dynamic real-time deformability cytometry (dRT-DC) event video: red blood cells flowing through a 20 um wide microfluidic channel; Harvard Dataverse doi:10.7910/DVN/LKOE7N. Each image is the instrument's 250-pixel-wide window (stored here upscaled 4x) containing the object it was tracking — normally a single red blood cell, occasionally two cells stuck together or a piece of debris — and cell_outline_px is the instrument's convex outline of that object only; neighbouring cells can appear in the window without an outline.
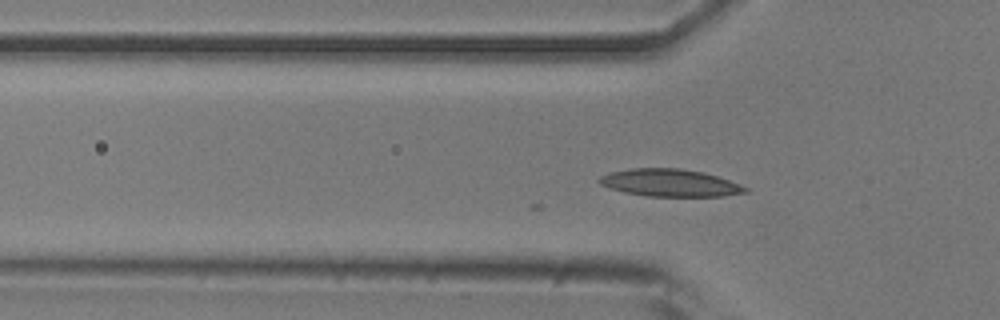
{"species": "common noctule bat (a hibernating species)", "species_latin": "Nyctalus noctula", "temperature_condition": "room temperature", "stored_images_in_passage": 2, "camera_frame_rate_fps": 3000, "um_per_image_px": 0.085, "animal": {"sex": "male", "body_mass_g": 20.5, "forearm_length_mm": 52.5}, "frame": {"image": 1, "passage_image": 2, "time_ms": 0.333, "image_size_px": [1000, 320], "cell_outline_px": [[748, 192], [724, 196], [644, 196], [624, 192], [608, 188], [600, 184], [596, 180], [600, 176], [608, 172], [632, 168], [680, 168], [704, 172], [740, 184], [748, 188]], "centroid_in_image_um": [56.9, 15.54], "position_along_channel_um": 68.9, "area_um2": 23.47}}